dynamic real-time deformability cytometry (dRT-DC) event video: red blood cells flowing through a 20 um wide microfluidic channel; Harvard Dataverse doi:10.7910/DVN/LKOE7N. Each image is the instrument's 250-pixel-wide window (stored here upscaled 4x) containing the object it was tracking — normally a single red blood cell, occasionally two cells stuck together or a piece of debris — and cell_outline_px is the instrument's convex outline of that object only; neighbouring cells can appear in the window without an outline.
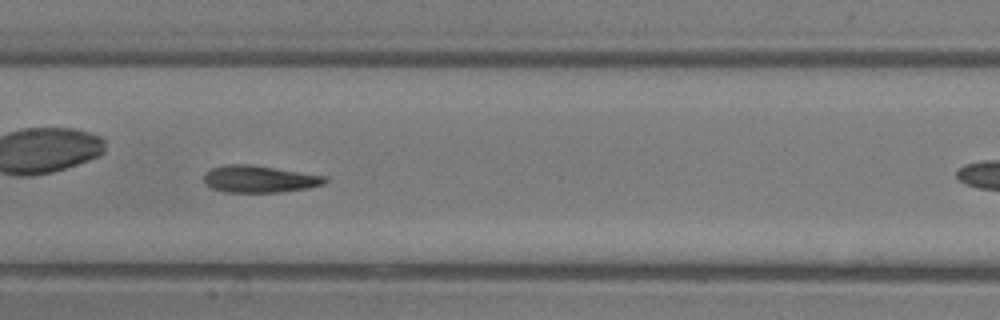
{"species": "common noctule bat (a hibernating species)", "species_latin": "Nyctalus noctula", "temperature_condition": "room temperature", "stored_images_in_passage": 33, "camera_frame_rate_fps": 3000, "um_per_image_px": 0.085, "animal": {"sex": "male", "body_mass_g": 13.3}, "frame": {"image": 1, "passage_image": 10, "time_ms": 3.0, "image_size_px": [1000, 320], "cell_outline_px": [[328, 180], [324, 184], [308, 188], [280, 192], [224, 192], [212, 188], [204, 184], [204, 172], [212, 168], [224, 164], [248, 164], [328, 176]], "centroid_in_image_um": [22.03, 15.22], "position_along_channel_um": 185.4, "area_um2": 19.19}, "authors_computed_cell_mechanics": {"area_um2": 18.6694, "velocity_mm_per_s": 4.71, "shape_relaxation_time_tau1_ms": 2.858, "shape_relaxation_time_tau2_ms": 1.7455, "deformation_change_tau1": 0.1814, "deformation_change_tau2": 0.1093}}